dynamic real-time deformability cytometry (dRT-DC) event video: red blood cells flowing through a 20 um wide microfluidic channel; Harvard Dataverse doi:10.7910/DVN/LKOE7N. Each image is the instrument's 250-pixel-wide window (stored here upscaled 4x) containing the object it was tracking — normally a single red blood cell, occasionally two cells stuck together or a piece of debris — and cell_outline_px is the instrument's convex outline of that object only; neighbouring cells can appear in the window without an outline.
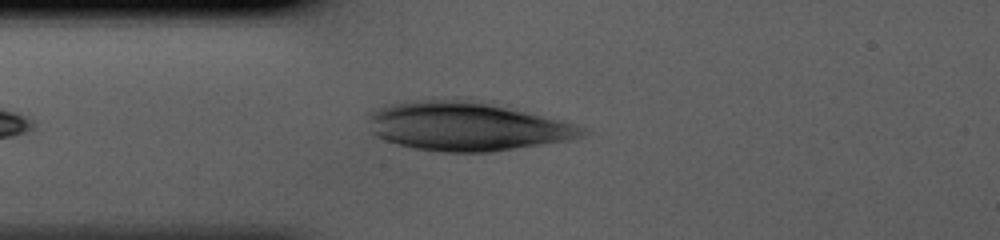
{"species": "human", "species_latin": "Homo sapiens", "temperature_condition": "cold", "stored_images_in_passage": 34, "camera_frame_rate_fps": 3000, "um_per_image_px": 0.085, "donor": {"sex": "male"}, "frame": {"image": 1, "passage_image": 4, "time_ms": 1.0, "image_size_px": [1000, 240], "cell_outline_px": [[588, 132], [580, 136], [568, 140], [492, 152], [440, 152], [416, 148], [396, 144], [384, 140], [368, 132], [368, 116], [376, 108], [384, 104], [404, 100], [456, 100], [488, 104], [524, 112], [572, 124], [584, 128]], "centroid_in_image_um": [39.5, 10.76], "position_along_channel_um": 45.5, "area_um2": 59.94}}
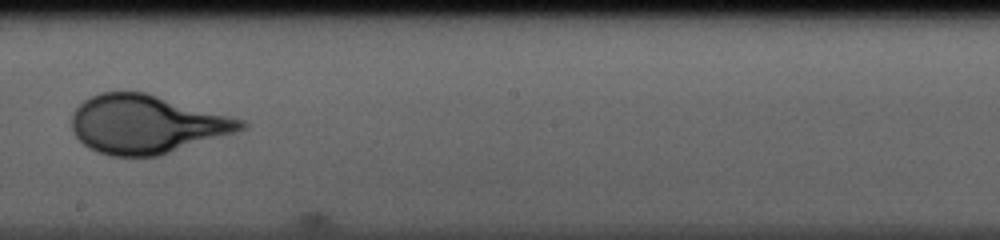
{"frame": {"image": 2, "passage_image": 18, "time_ms": 5.667, "image_size_px": [1000, 240], "cell_outline_px": [[248, 124], [244, 128], [236, 132], [160, 156], [108, 156], [96, 152], [88, 148], [72, 132], [72, 112], [84, 100], [100, 92], [144, 92], [244, 120]], "centroid_in_image_um": [12.42, 10.58], "position_along_channel_um": 235.8, "area_um2": 57.4}}
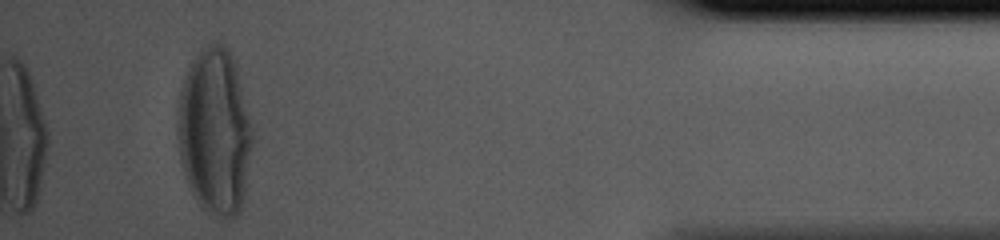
{"frame": {"image": 3, "passage_image": 34, "time_ms": 11.0, "image_size_px": [1000, 240], "cell_outline_px": [[256, 140], [244, 196], [240, 212], [232, 220], [228, 220], [212, 216], [200, 208], [192, 192], [184, 172], [180, 156], [180, 92], [184, 76], [196, 52], [200, 48], [208, 44], [224, 44], [228, 48], [232, 56], [236, 68]], "centroid_in_image_um": [18.32, 11.26], "position_along_channel_um": 416.9, "area_um2": 72.89}}